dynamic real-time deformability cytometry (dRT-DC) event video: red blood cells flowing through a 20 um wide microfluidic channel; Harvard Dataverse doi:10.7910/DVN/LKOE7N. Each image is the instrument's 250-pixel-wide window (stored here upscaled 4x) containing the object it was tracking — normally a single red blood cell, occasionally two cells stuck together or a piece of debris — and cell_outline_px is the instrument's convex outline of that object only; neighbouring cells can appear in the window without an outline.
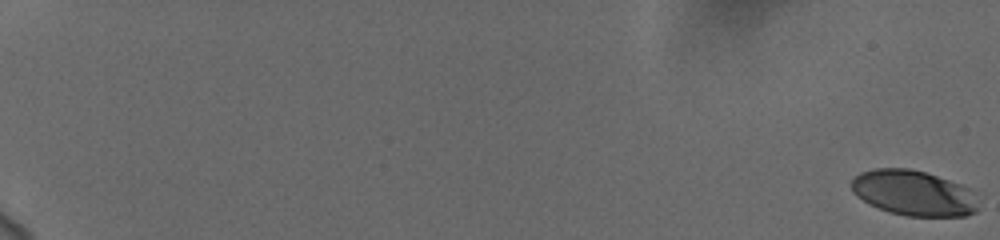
{"species": "human", "species_latin": "Homo sapiens", "temperature_condition": "cold", "stored_images_in_passage": 60, "camera_frame_rate_fps": 3000, "um_per_image_px": 0.085, "donor": {"sex": "female"}, "frame": {"image": 1, "passage_image": 1, "time_ms": 0.0, "image_size_px": [1000, 240], "cell_outline_px": [[976, 212], [964, 216], [904, 216], [888, 212], [868, 204], [856, 196], [852, 192], [852, 180], [860, 172], [876, 168], [908, 168], [924, 172], [960, 184], [968, 188], [976, 208]], "centroid_in_image_um": [77.56, 16.41], "position_along_channel_um": 7.4, "area_um2": 33.12}}
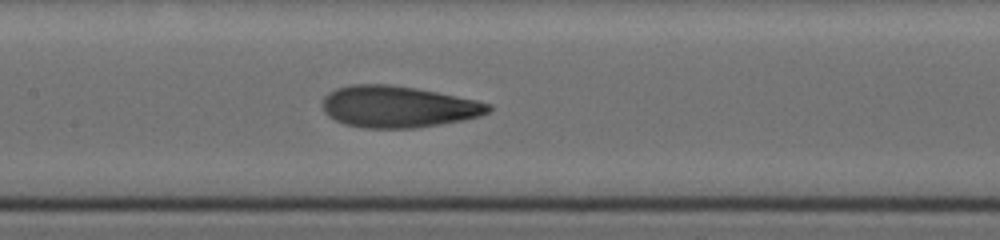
{"frame": {"image": 2, "passage_image": 34, "time_ms": 11.0, "image_size_px": [1000, 240], "cell_outline_px": [[492, 108], [488, 112], [480, 116], [460, 120], [412, 128], [364, 128], [344, 124], [328, 116], [324, 112], [320, 104], [324, 96], [328, 92], [336, 88], [352, 84], [392, 84], [416, 88], [476, 100], [492, 104]], "centroid_in_image_um": [33.77, 9.06], "position_along_channel_um": 173.6, "area_um2": 40.23}}
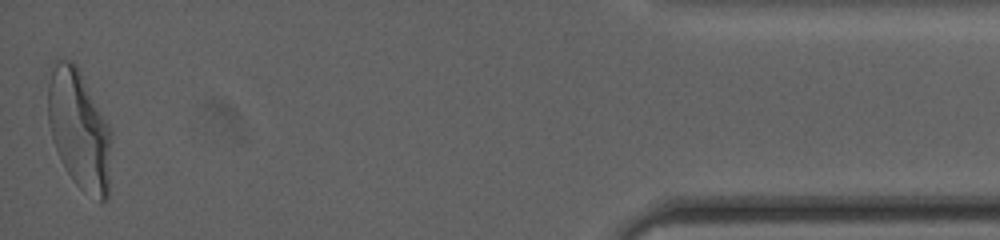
{"frame": {"image": 3, "passage_image": 60, "time_ms": 19.667, "image_size_px": [1000, 240], "cell_outline_px": [[112, 132], [108, 200], [100, 204], [84, 192], [72, 180], [52, 140], [48, 120], [48, 84], [52, 60], [68, 60], [76, 64], [108, 124]], "centroid_in_image_um": [6.74, 11.06], "position_along_channel_um": 428.5, "area_um2": 44.33}, "authors_computed_cell_mechanics": {"area_um2": 38.6682, "velocity_mm_per_s": 3.6931, "shape_relaxation_time_tau1_ms": 4.2805, "shape_relaxation_time_tau2_ms": 1.2441, "deformation_change_tau1": 0.1866, "deformation_change_tau2": 0.083}}